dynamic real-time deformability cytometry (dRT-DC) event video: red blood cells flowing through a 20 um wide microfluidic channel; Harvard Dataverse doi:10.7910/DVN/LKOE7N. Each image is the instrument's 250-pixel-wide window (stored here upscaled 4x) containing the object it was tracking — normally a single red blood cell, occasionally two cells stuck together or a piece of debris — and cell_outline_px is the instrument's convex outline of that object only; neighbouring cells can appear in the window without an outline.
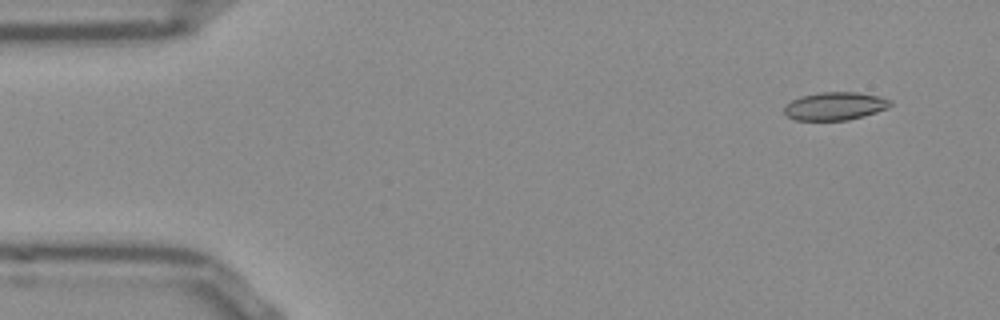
{"species": "Egyptian fruit bat (a non-hibernating species)", "species_latin": "Rousettus aegyptiacus", "temperature_condition": "room temperature", "stored_images_in_passage": 51, "camera_frame_rate_fps": 3000, "um_per_image_px": 0.085, "frame": {"image": 1, "passage_image": 3, "time_ms": 0.667, "image_size_px": [1000, 320], "cell_outline_px": [[892, 104], [888, 108], [864, 116], [848, 120], [796, 120], [784, 116], [784, 104], [800, 96], [820, 92], [856, 92], [880, 96], [892, 100]], "centroid_in_image_um": [70.95, 9.02], "position_along_channel_um": 14.0, "area_um2": 17.57}}
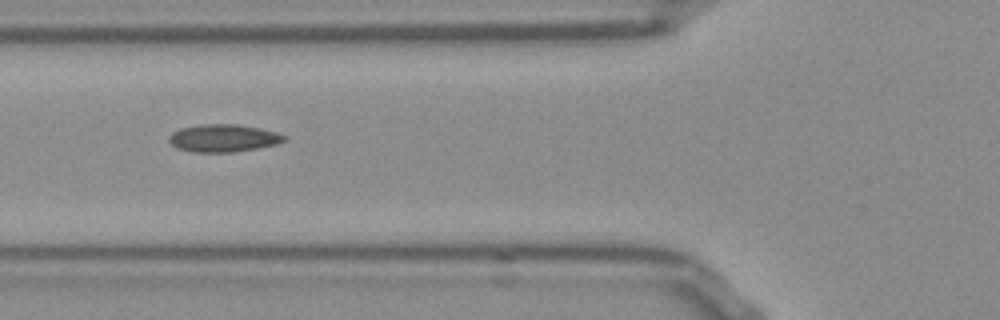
{"frame": {"image": 2, "passage_image": 18, "time_ms": 5.667, "image_size_px": [1000, 320], "cell_outline_px": [[288, 140], [276, 144], [236, 152], [192, 152], [176, 148], [168, 140], [168, 136], [172, 132], [180, 128], [200, 124], [236, 124], [260, 128], [276, 132], [288, 136]], "centroid_in_image_um": [18.98, 11.74], "position_along_channel_um": 106.8, "area_um2": 18.73}}
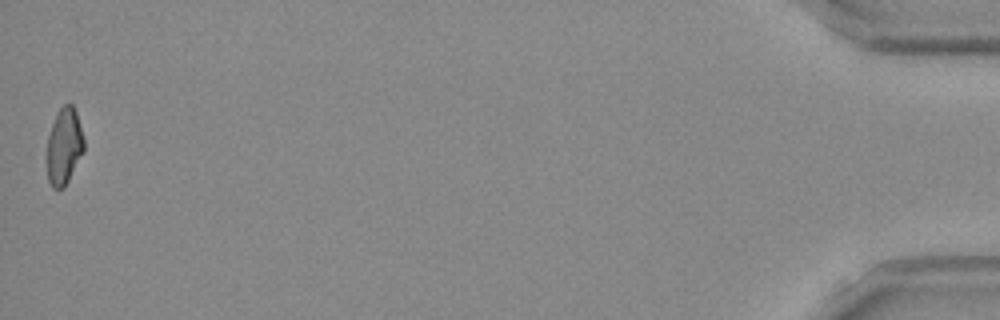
{"frame": {"image": 3, "passage_image": 51, "time_ms": 16.667, "image_size_px": [1000, 320], "cell_outline_px": [[84, 152], [64, 188], [52, 188], [48, 180], [48, 136], [52, 124], [60, 108], [64, 104], [72, 104], [76, 112], [84, 140]], "centroid_in_image_um": [5.47, 12.45], "position_along_channel_um": 429.7, "area_um2": 16.24}, "authors_computed_cell_mechanics": {"area_um2": 17.5712, "velocity_mm_per_s": 3.8567, "shape_relaxation_time_tau1_ms": null, "shape_relaxation_time_tau2_ms": 3.6982, "deformation_change_tau1": null, "deformation_change_tau2": 0.0924}}